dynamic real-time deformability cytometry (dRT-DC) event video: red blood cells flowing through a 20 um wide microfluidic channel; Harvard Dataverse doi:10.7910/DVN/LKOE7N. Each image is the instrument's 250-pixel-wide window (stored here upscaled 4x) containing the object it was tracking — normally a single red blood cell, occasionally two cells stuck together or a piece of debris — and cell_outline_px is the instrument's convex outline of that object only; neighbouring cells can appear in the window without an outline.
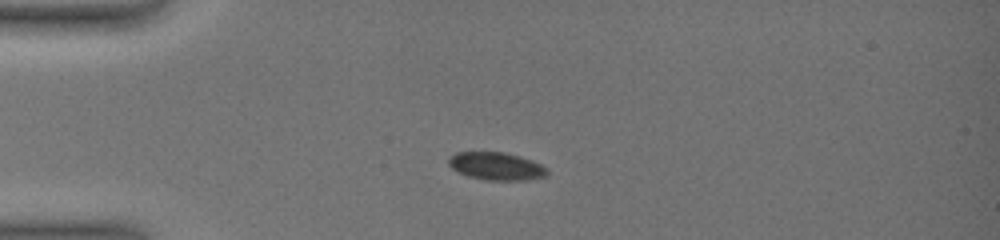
{"species": "common noctule bat (a hibernating species)", "species_latin": "Nyctalus noctula", "temperature_condition": "warm", "stored_images_in_passage": 7, "camera_frame_rate_fps": 3000, "um_per_image_px": 0.085, "animal": {"sex": "female", "body_mass_g": 19.0, "forearm_length_mm": 51.5}, "frame": {"image": 1, "passage_image": 3, "time_ms": 1.667, "image_size_px": [1000, 240], "cell_outline_px": [[548, 172], [544, 176], [528, 180], [488, 180], [468, 176], [452, 168], [448, 164], [448, 156], [456, 152], [504, 152], [520, 156], [532, 160], [548, 168]], "centroid_in_image_um": [42.18, 14.11], "position_along_channel_um": 42.8, "area_um2": 15.95}}
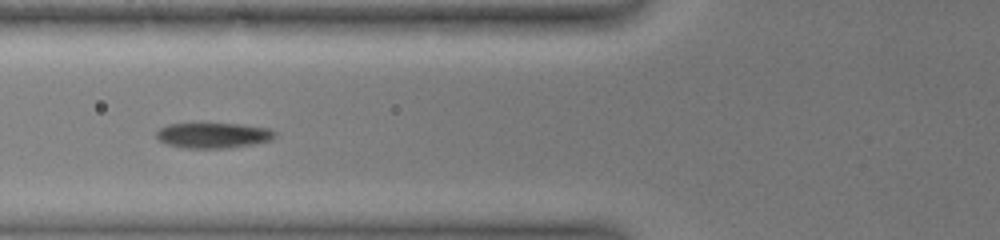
{"frame": {"image": 2, "passage_image": 6, "time_ms": 4.333, "image_size_px": [1000, 240], "cell_outline_px": [[276, 136], [272, 140], [252, 144], [228, 148], [188, 148], [164, 144], [156, 136], [156, 132], [160, 128], [168, 124], [200, 120], [240, 124], [268, 128], [276, 132]], "centroid_in_image_um": [18.08, 11.45], "position_along_channel_um": 107.7, "area_um2": 18.5}}